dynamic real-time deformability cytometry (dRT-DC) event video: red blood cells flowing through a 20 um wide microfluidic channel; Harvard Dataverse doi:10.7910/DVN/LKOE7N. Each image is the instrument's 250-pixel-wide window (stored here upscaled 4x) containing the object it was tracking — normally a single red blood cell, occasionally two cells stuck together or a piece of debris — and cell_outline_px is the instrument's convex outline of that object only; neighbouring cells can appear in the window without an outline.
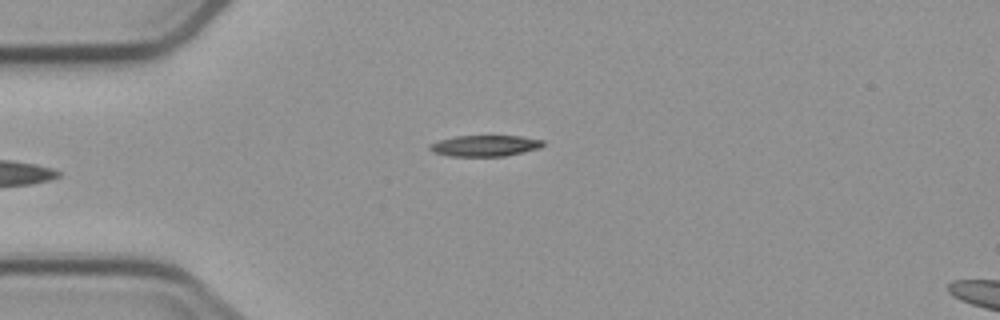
{"species": "common noctule bat (a hibernating species)", "species_latin": "Nyctalus noctula", "temperature_condition": "cold", "stored_images_in_passage": 4, "camera_frame_rate_fps": 3000, "um_per_image_px": 0.085, "animal": {"sex": "male", "body_mass_g": 23.1, "forearm_length_mm": 52.7}, "frame": {"image": 1, "passage_image": 2, "time_ms": 2.0, "image_size_px": [1000, 320], "cell_outline_px": [[544, 144], [540, 148], [504, 156], [448, 156], [432, 152], [428, 148], [428, 144], [440, 140], [456, 136], [520, 136], [544, 140]], "centroid_in_image_um": [41.19, 12.39], "position_along_channel_um": 43.8, "area_um2": 13.93}}
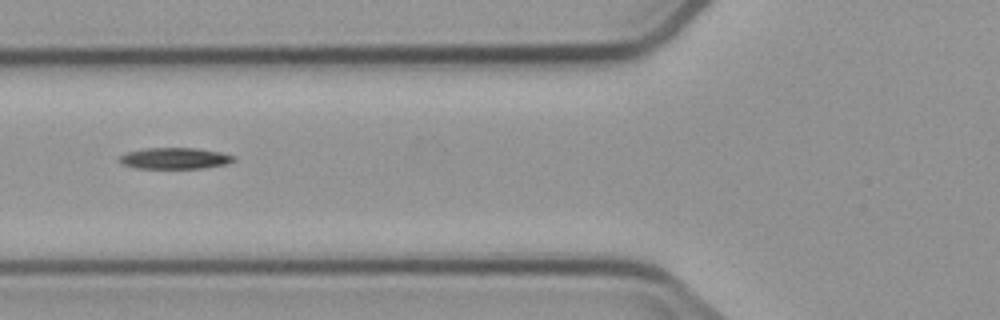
{"frame": {"image": 2, "passage_image": 4, "time_ms": 4.333, "image_size_px": [1000, 320], "cell_outline_px": [[236, 160], [224, 164], [204, 168], [136, 168], [124, 164], [116, 160], [120, 156], [128, 152], [144, 148], [196, 148], [220, 152], [236, 156]], "centroid_in_image_um": [14.86, 13.45], "position_along_channel_um": 110.9, "area_um2": 14.1}}